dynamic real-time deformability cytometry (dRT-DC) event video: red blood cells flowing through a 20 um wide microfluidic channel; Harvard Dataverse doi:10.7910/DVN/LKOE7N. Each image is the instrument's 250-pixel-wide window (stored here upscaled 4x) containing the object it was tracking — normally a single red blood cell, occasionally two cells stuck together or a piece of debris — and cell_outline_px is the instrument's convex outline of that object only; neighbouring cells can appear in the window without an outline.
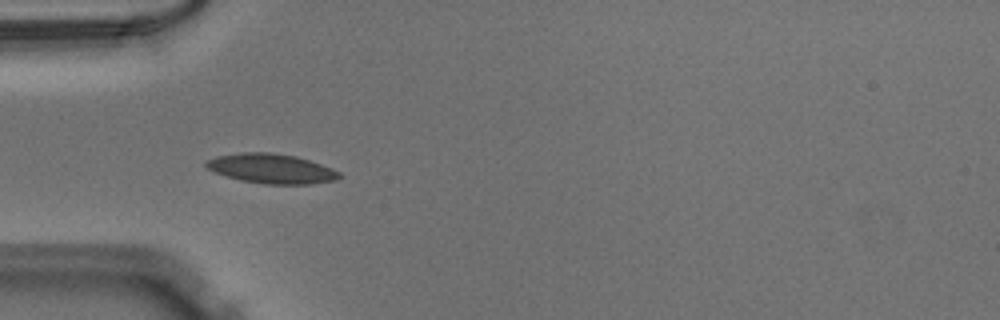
{"species": "Egyptian fruit bat (a non-hibernating species)", "species_latin": "Rousettus aegyptiacus", "temperature_condition": "warm", "stored_images_in_passage": 36, "camera_frame_rate_fps": 3000, "um_per_image_px": 0.085, "animal": {"sex": "male"}, "frame": {"image": 1, "passage_image": 1, "time_ms": 0.0, "image_size_px": [1000, 320], "cell_outline_px": [[344, 176], [336, 180], [312, 184], [264, 184], [240, 180], [216, 172], [208, 168], [204, 164], [204, 160], [216, 156], [244, 152], [272, 152], [296, 156], [332, 168], [340, 172]], "centroid_in_image_um": [23.09, 14.33], "position_along_channel_um": 61.9, "area_um2": 23.06}}
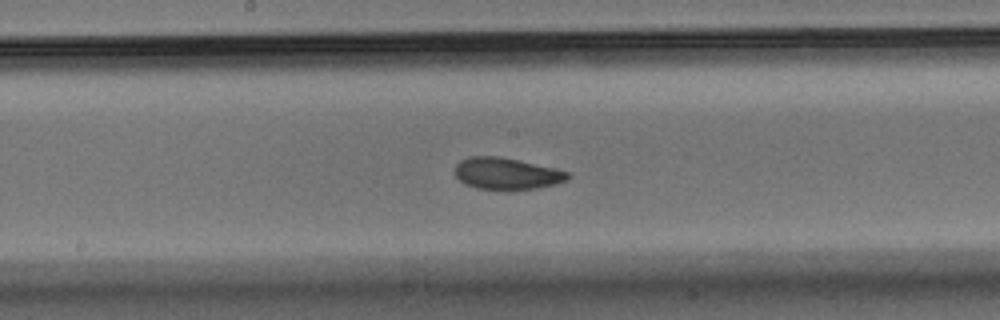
{"frame": {"image": 2, "passage_image": 12, "time_ms": 3.667, "image_size_px": [1000, 320], "cell_outline_px": [[572, 176], [568, 180], [556, 184], [536, 188], [512, 192], [476, 188], [464, 184], [456, 176], [456, 164], [460, 160], [468, 156], [500, 156], [556, 168], [568, 172]], "centroid_in_image_um": [43.09, 14.78], "position_along_channel_um": 205.1, "area_um2": 21.5}}
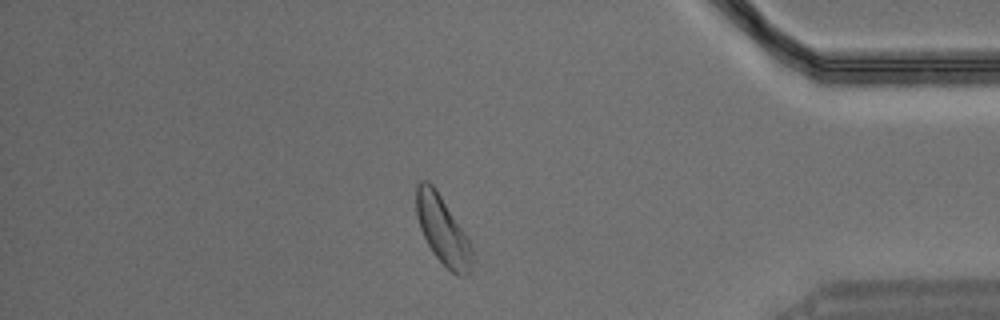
{"frame": {"image": 3, "passage_image": 29, "time_ms": 9.333, "image_size_px": [1000, 320], "cell_outline_px": [[472, 272], [468, 276], [456, 276], [436, 256], [428, 244], [420, 228], [416, 216], [416, 184], [420, 180], [428, 180], [436, 188], [468, 240], [472, 252]], "centroid_in_image_um": [37.61, 19.57], "position_along_channel_um": 397.6, "area_um2": 21.91}}